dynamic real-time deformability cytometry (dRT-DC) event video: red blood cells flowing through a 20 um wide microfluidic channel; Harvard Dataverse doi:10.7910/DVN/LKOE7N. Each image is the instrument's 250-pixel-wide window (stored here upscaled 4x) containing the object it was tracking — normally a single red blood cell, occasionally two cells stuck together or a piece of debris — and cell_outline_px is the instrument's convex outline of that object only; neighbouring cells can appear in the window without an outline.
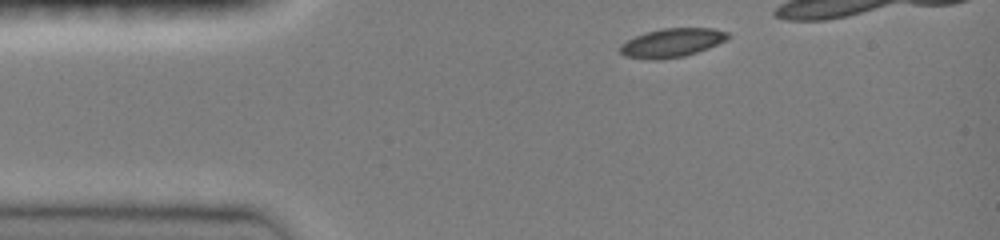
{"species": "common noctule bat (a hibernating species)", "species_latin": "Nyctalus noctula", "temperature_condition": "room temperature", "stored_images_in_passage": 38, "camera_frame_rate_fps": 3000, "um_per_image_px": 0.085, "animal": {"sex": "female", "body_mass_g": 19.0, "forearm_length_mm": 51.5}, "frame": {"image": 1, "passage_image": 1, "time_ms": 0.0, "image_size_px": [1000, 240], "cell_outline_px": [[732, 36], [728, 40], [708, 48], [684, 56], [660, 60], [652, 60], [624, 56], [620, 52], [620, 44], [644, 32], [660, 28], [716, 28], [728, 32]], "centroid_in_image_um": [57.14, 3.63], "position_along_channel_um": 27.9, "area_um2": 18.32}}
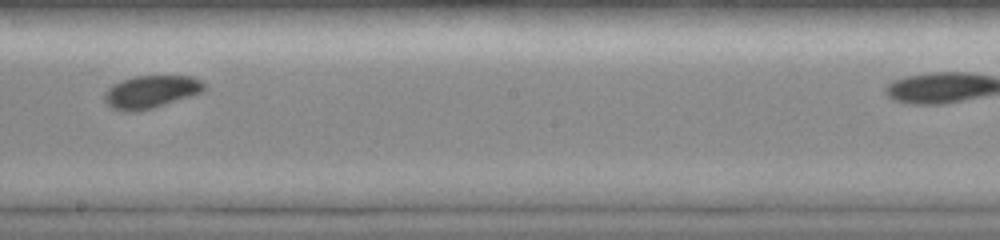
{"frame": {"image": 2, "passage_image": 20, "time_ms": 6.333, "image_size_px": [1000, 240], "cell_outline_px": [[208, 88], [204, 92], [152, 108], [136, 112], [124, 112], [112, 108], [104, 100], [104, 92], [112, 84], [136, 76], [192, 76], [200, 80]], "centroid_in_image_um": [12.84, 7.81], "position_along_channel_um": 235.4, "area_um2": 19.07}}
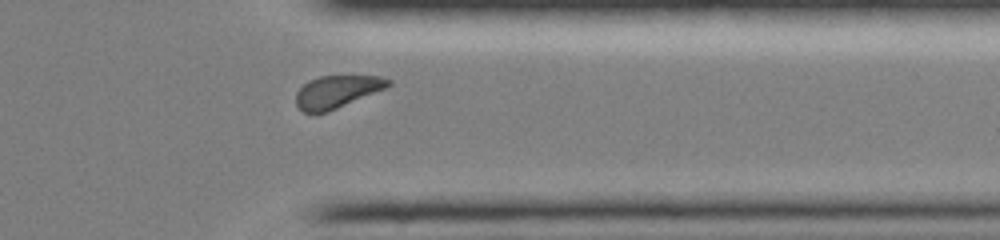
{"frame": {"image": 3, "passage_image": 33, "time_ms": 10.0, "image_size_px": [1000, 240], "cell_outline_px": [[392, 84], [384, 88], [328, 112], [304, 112], [296, 104], [296, 92], [308, 80], [320, 76], [380, 76], [392, 80]], "centroid_in_image_um": [28.63, 7.78], "position_along_channel_um": 382.8, "area_um2": 17.17}}